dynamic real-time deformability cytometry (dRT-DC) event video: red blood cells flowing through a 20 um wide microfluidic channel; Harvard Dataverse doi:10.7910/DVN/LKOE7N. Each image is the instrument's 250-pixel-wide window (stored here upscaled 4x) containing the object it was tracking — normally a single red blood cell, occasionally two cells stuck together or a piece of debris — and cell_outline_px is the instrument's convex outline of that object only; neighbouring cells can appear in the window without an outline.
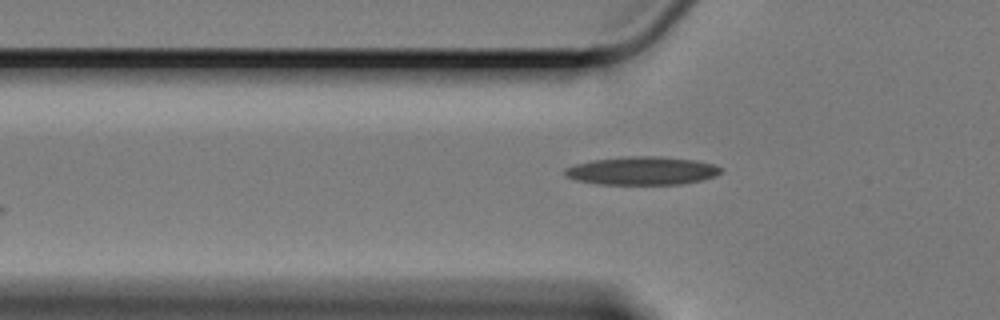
{"species": "Egyptian fruit bat (a non-hibernating species)", "species_latin": "Rousettus aegyptiacus", "temperature_condition": "cold", "stored_images_in_passage": 23, "camera_frame_rate_fps": 3000, "um_per_image_px": 0.085, "animal": {"sex": "female"}, "frame": {"image": 1, "passage_image": 3, "time_ms": 0.667, "image_size_px": [1000, 320], "cell_outline_px": [[720, 172], [712, 176], [700, 180], [680, 184], [600, 184], [576, 180], [564, 176], [564, 168], [576, 164], [592, 160], [628, 156], [660, 156], [692, 160], [712, 164], [720, 168]], "centroid_in_image_um": [54.49, 14.51], "position_along_channel_um": 71.3, "area_um2": 25.32}}
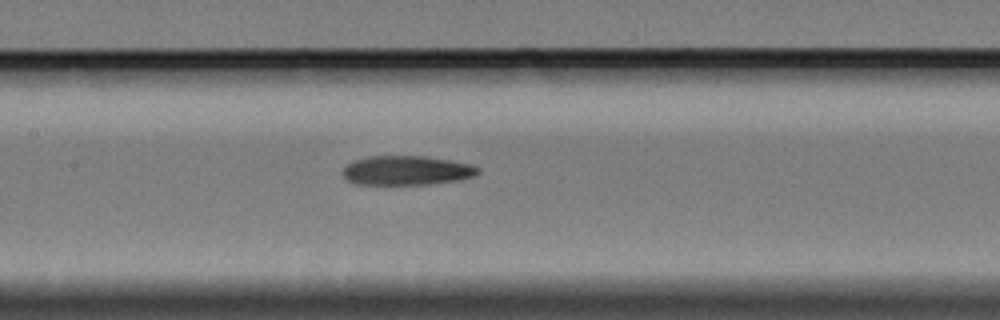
{"frame": {"image": 2, "passage_image": 12, "time_ms": 3.667, "image_size_px": [1000, 320], "cell_outline_px": [[480, 172], [476, 176], [460, 180], [428, 184], [356, 184], [348, 180], [344, 176], [344, 168], [348, 164], [356, 160], [372, 156], [424, 156], [472, 164], [480, 168]], "centroid_in_image_um": [34.64, 14.49], "position_along_channel_um": 172.8, "area_um2": 22.95}}
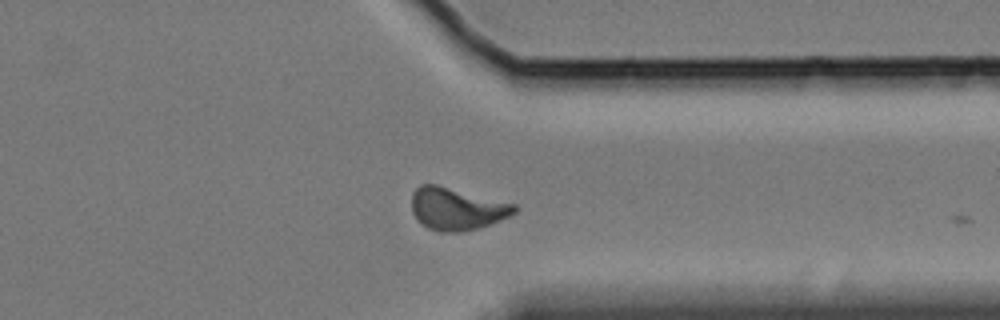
{"frame": {"image": 3, "passage_image": 22, "time_ms": 7.0, "image_size_px": [1000, 320], "cell_outline_px": [[520, 208], [516, 212], [508, 216], [480, 228], [460, 232], [440, 232], [428, 228], [412, 212], [412, 192], [420, 184], [436, 184], [516, 204]], "centroid_in_image_um": [38.84, 17.74], "position_along_channel_um": 372.6, "area_um2": 25.26}}